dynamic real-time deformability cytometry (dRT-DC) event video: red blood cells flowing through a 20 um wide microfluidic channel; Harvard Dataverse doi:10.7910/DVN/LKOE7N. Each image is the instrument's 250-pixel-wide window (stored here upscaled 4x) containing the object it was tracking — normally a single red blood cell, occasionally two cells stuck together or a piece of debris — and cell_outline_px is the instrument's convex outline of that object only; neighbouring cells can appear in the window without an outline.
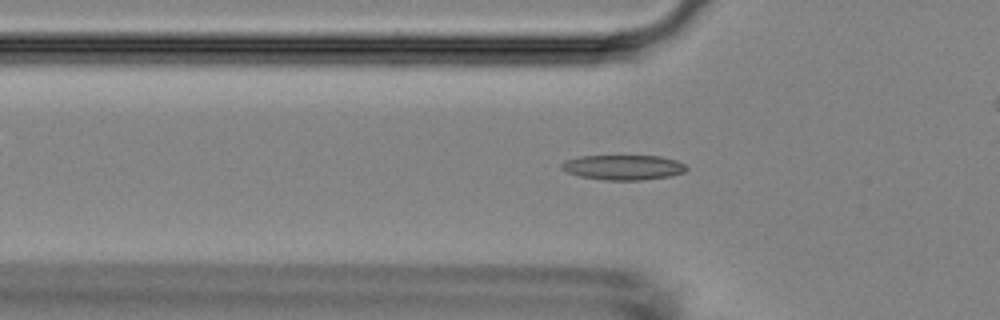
{"species": "Egyptian fruit bat (a non-hibernating species)", "species_latin": "Rousettus aegyptiacus", "temperature_condition": "room temperature", "stored_images_in_passage": 54, "camera_frame_rate_fps": 3000, "um_per_image_px": 0.085, "animal": {"sex": "female"}, "frame": {"image": 1, "passage_image": 17, "time_ms": 5.333, "image_size_px": [1000, 320], "cell_outline_px": [[688, 168], [684, 172], [672, 176], [640, 180], [604, 180], [580, 176], [568, 172], [560, 168], [560, 164], [564, 160], [580, 156], [660, 156], [676, 160], [684, 164]], "centroid_in_image_um": [52.97, 14.22], "position_along_channel_um": 72.8, "area_um2": 18.21}}
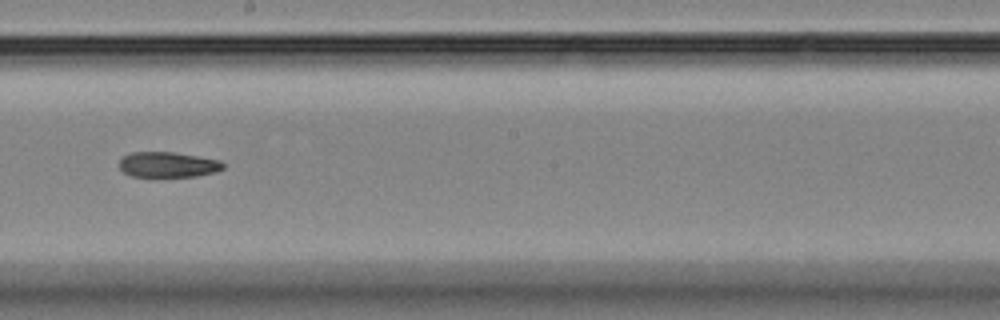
{"frame": {"image": 2, "passage_image": 30, "time_ms": 9.667, "image_size_px": [1000, 320], "cell_outline_px": [[224, 168], [216, 172], [196, 176], [132, 176], [124, 172], [120, 168], [120, 160], [124, 156], [132, 152], [172, 152], [220, 160], [224, 164]], "centroid_in_image_um": [14.29, 13.99], "position_along_channel_um": 233.9, "area_um2": 15.14}}
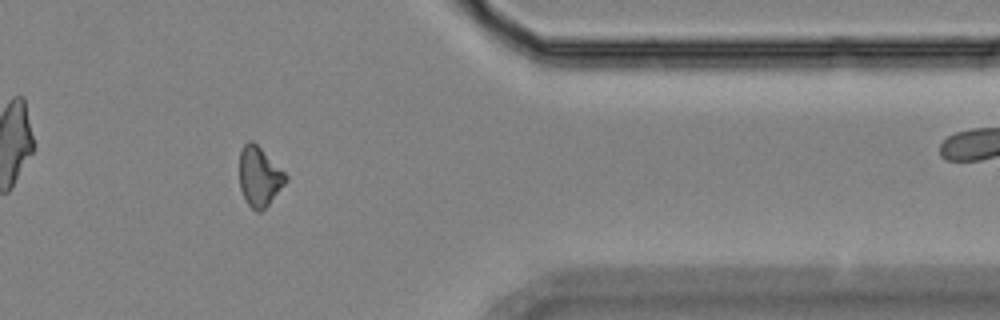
{"frame": {"image": 3, "passage_image": 44, "time_ms": 14.333, "image_size_px": [1000, 320], "cell_outline_px": [[288, 180], [268, 204], [260, 212], [256, 212], [248, 204], [240, 188], [240, 152], [244, 144], [248, 140], [252, 140], [288, 176]], "centroid_in_image_um": [22.04, 15.01], "position_along_channel_um": 389.4, "area_um2": 15.72}}